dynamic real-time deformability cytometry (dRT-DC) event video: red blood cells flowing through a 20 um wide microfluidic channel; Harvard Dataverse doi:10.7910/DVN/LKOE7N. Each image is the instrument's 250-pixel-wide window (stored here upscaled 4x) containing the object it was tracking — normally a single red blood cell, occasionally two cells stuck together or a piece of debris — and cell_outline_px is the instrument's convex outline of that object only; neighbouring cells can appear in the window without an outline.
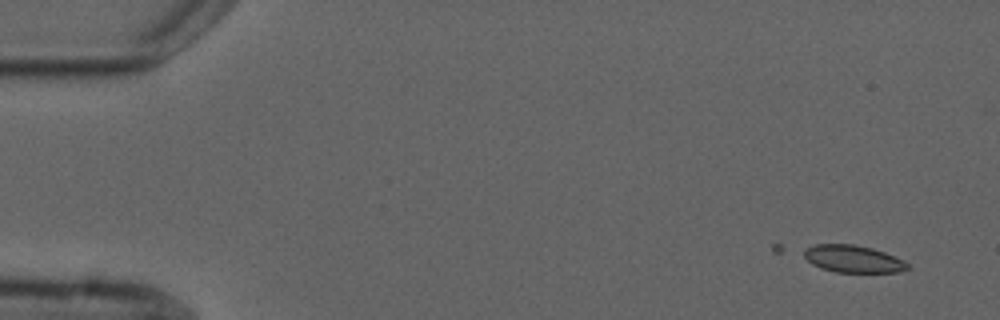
{"species": "common noctule bat (a hibernating species)", "species_latin": "Nyctalus noctula", "temperature_condition": "cold", "stored_images_in_passage": 7, "camera_frame_rate_fps": 3000, "um_per_image_px": 0.085, "animal": {"sex": "male", "forearm_length_mm": 52.5}, "frame": {"image": 1, "passage_image": 1, "time_ms": 0.0, "image_size_px": [1000, 320], "cell_outline_px": [[912, 268], [900, 272], [836, 272], [820, 268], [812, 264], [804, 256], [804, 248], [816, 244], [852, 244], [872, 248], [884, 252], [904, 260]], "centroid_in_image_um": [72.53, 22.01], "position_along_channel_um": 12.5, "area_um2": 16.53}}
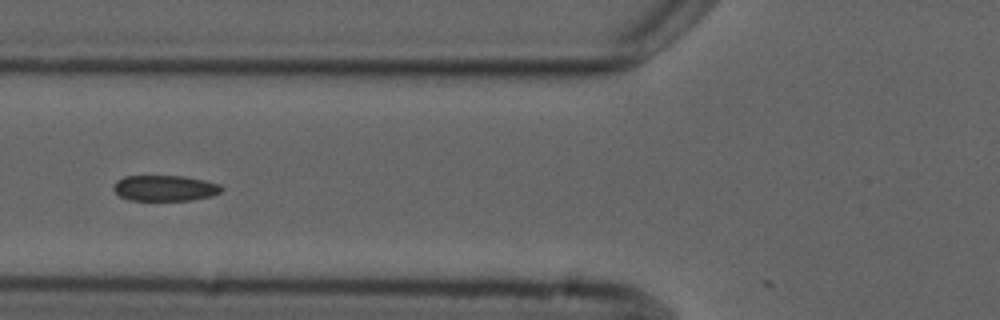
{"frame": {"image": 2, "passage_image": 6, "time_ms": 6.0, "image_size_px": [1000, 320], "cell_outline_px": [[224, 188], [220, 192], [212, 196], [192, 200], [128, 200], [120, 196], [112, 188], [116, 180], [124, 176], [184, 176], [204, 180], [220, 184]], "centroid_in_image_um": [14.02, 15.99], "position_along_channel_um": 111.8, "area_um2": 16.3}}
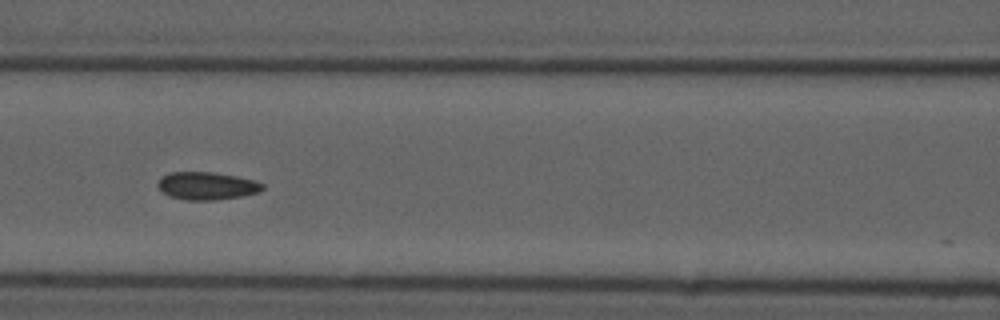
{"frame": {"image": 3, "passage_image": 7, "time_ms": 7.0, "image_size_px": [1000, 320], "cell_outline_px": [[264, 188], [260, 192], [240, 196], [212, 200], [188, 200], [168, 196], [156, 184], [164, 176], [172, 172], [212, 172], [236, 176], [252, 180], [264, 184]], "centroid_in_image_um": [17.59, 15.8], "position_along_channel_um": 149.0, "area_um2": 16.65}}